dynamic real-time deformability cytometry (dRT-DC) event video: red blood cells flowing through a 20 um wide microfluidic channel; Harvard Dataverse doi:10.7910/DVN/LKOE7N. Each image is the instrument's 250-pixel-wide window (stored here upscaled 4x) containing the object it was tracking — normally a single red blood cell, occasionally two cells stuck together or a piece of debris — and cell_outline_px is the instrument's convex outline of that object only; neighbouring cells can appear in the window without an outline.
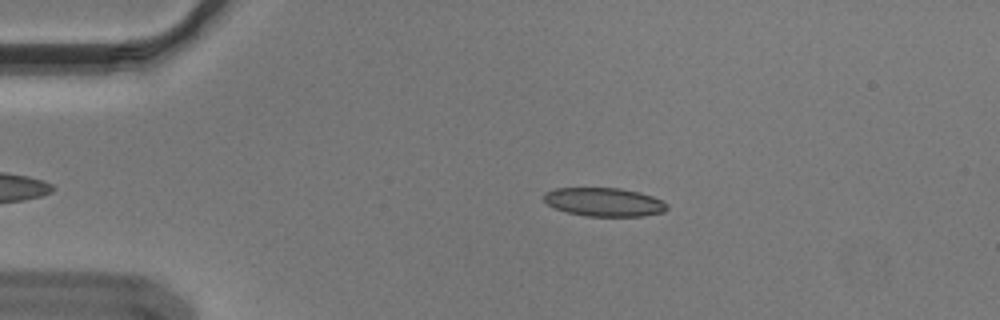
{"species": "Egyptian fruit bat (a non-hibernating species)", "species_latin": "Rousettus aegyptiacus", "temperature_condition": "cold", "stored_images_in_passage": 8, "camera_frame_rate_fps": 3000, "um_per_image_px": 0.085, "animal": {"sex": "male"}, "frame": {"image": 1, "passage_image": 4, "time_ms": 1.0, "image_size_px": [1000, 320], "cell_outline_px": [[668, 208], [664, 212], [644, 216], [584, 216], [568, 212], [556, 208], [548, 204], [544, 200], [544, 192], [556, 188], [620, 188], [640, 192], [652, 196], [668, 204]], "centroid_in_image_um": [51.37, 17.17], "position_along_channel_um": 33.6, "area_um2": 20.52}}